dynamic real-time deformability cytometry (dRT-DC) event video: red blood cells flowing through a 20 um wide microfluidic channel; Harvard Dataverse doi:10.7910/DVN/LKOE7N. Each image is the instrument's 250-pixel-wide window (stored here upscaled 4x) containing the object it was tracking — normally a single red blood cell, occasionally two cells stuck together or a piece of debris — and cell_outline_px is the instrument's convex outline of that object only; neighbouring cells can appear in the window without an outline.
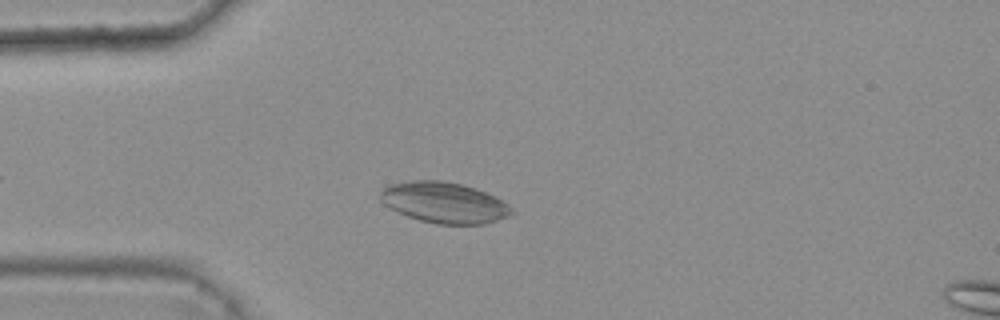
{"species": "common noctule bat (a hibernating species)", "species_latin": "Nyctalus noctula", "temperature_condition": "warm", "stored_images_in_passage": 3, "camera_frame_rate_fps": 3000, "um_per_image_px": 0.085, "animal": {"sex": "female", "body_mass_g": 25.1}, "frame": {"image": 1, "passage_image": 3, "time_ms": 0.667, "image_size_px": [1000, 320], "cell_outline_px": [[516, 212], [512, 216], [484, 224], [436, 224], [420, 220], [396, 212], [384, 204], [380, 200], [380, 192], [384, 188], [392, 184], [412, 180], [440, 180], [464, 184], [476, 188], [508, 204]], "centroid_in_image_um": [37.77, 17.23], "position_along_channel_um": 47.2, "area_um2": 31.39}}